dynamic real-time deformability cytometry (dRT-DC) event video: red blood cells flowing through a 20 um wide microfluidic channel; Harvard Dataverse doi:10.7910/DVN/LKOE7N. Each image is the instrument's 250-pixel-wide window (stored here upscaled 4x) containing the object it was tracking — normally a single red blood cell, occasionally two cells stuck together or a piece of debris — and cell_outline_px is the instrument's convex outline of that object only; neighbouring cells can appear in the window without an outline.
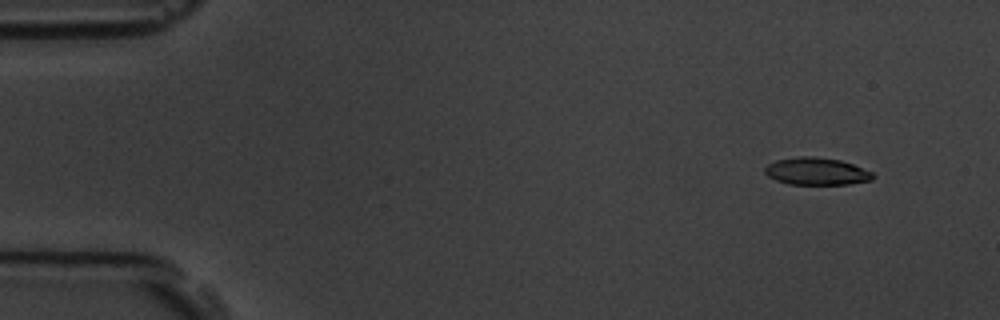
{"species": "common noctule bat (a hibernating species)", "species_latin": "Nyctalus noctula", "temperature_condition": "room temperature", "stored_images_in_passage": 8, "camera_frame_rate_fps": 3000, "um_per_image_px": 0.085, "animal": {"sex": "male", "body_mass_g": 19.5, "forearm_length_mm": 54.6}, "frame": {"image": 1, "passage_image": 1, "time_ms": 0.0, "image_size_px": [1000, 320], "cell_outline_px": [[876, 176], [872, 180], [848, 184], [788, 184], [776, 180], [768, 176], [764, 172], [764, 168], [768, 164], [776, 160], [800, 156], [812, 156], [840, 160], [852, 164], [872, 172]], "centroid_in_image_um": [69.4, 14.56], "position_along_channel_um": 15.6, "area_um2": 17.17}}
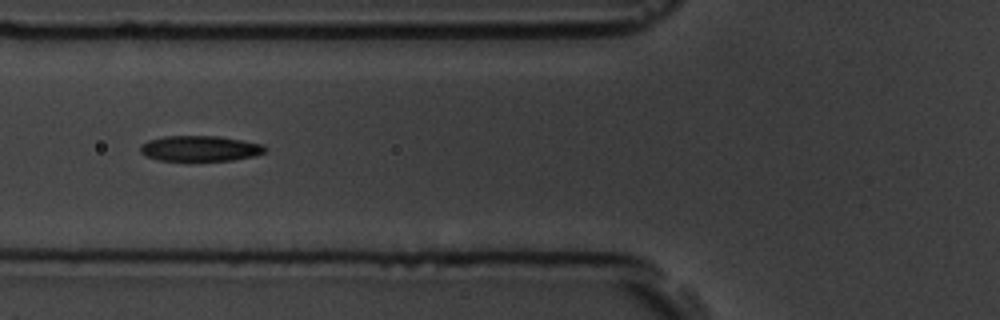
{"frame": {"image": 2, "passage_image": 5, "time_ms": 5.333, "image_size_px": [1000, 320], "cell_outline_px": [[268, 152], [252, 156], [232, 160], [160, 160], [144, 156], [140, 152], [140, 148], [148, 140], [164, 136], [220, 136], [264, 144], [268, 148]], "centroid_in_image_um": [17.05, 12.61], "position_along_channel_um": 108.8, "area_um2": 18.55}}
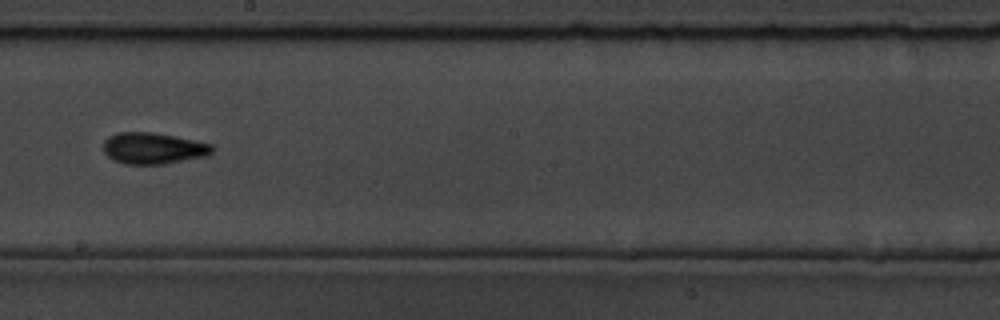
{"frame": {"image": 3, "passage_image": 8, "time_ms": 8.667, "image_size_px": [1000, 320], "cell_outline_px": [[212, 152], [204, 156], [164, 164], [124, 164], [112, 160], [104, 152], [104, 140], [108, 136], [116, 132], [152, 132], [212, 144]], "centroid_in_image_um": [12.96, 12.6], "position_along_channel_um": 235.2, "area_um2": 19.71}}